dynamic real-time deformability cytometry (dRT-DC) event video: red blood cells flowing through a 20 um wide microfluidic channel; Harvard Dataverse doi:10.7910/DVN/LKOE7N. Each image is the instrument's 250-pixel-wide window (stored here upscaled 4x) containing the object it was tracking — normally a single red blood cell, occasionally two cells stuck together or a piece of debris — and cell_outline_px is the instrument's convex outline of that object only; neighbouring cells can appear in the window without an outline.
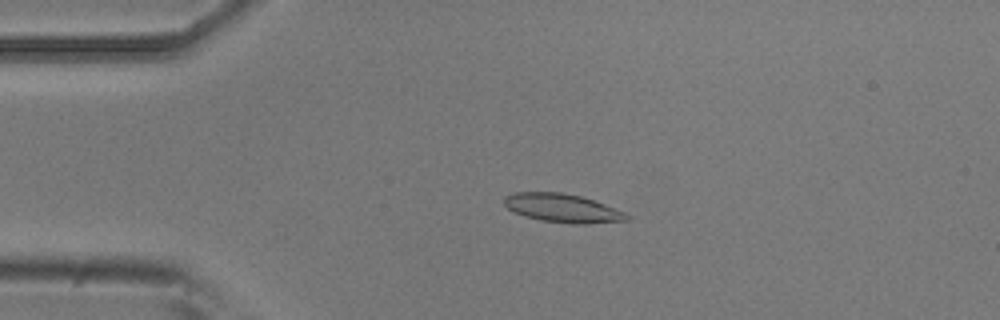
{"species": "common noctule bat (a hibernating species)", "species_latin": "Nyctalus noctula", "temperature_condition": "room temperature", "stored_images_in_passage": 5, "camera_frame_rate_fps": 3000, "um_per_image_px": 0.085, "animal": {"sex": "male", "body_mass_g": 20.5, "forearm_length_mm": 52.5}, "frame": {"image": 1, "passage_image": 3, "time_ms": 0.667, "image_size_px": [1000, 320], "cell_outline_px": [[628, 220], [588, 224], [572, 224], [540, 220], [524, 216], [512, 212], [504, 204], [504, 196], [512, 192], [560, 192], [580, 196], [604, 204], [624, 212], [628, 216]], "centroid_in_image_um": [47.75, 17.69], "position_along_channel_um": 37.2, "area_um2": 20.4}}
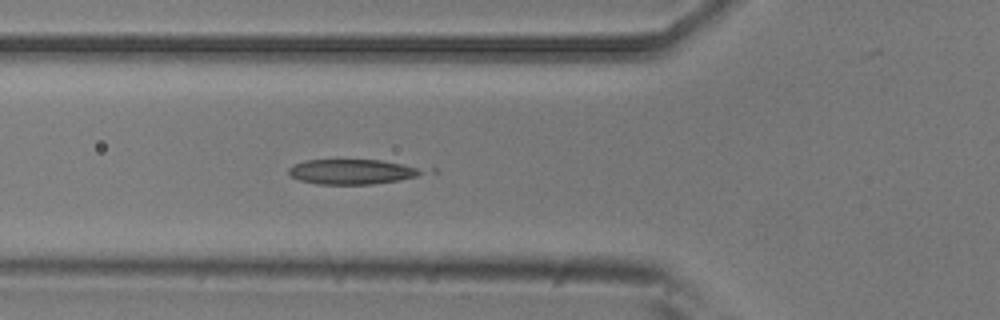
{"frame": {"image": 2, "passage_image": 5, "time_ms": 1.333, "image_size_px": [1000, 320], "cell_outline_px": [[424, 172], [416, 176], [400, 180], [372, 184], [316, 184], [300, 180], [292, 176], [288, 172], [288, 168], [304, 160], [380, 160], [404, 164], [416, 168]], "centroid_in_image_um": [29.88, 14.6], "position_along_channel_um": 95.9, "area_um2": 19.13}}